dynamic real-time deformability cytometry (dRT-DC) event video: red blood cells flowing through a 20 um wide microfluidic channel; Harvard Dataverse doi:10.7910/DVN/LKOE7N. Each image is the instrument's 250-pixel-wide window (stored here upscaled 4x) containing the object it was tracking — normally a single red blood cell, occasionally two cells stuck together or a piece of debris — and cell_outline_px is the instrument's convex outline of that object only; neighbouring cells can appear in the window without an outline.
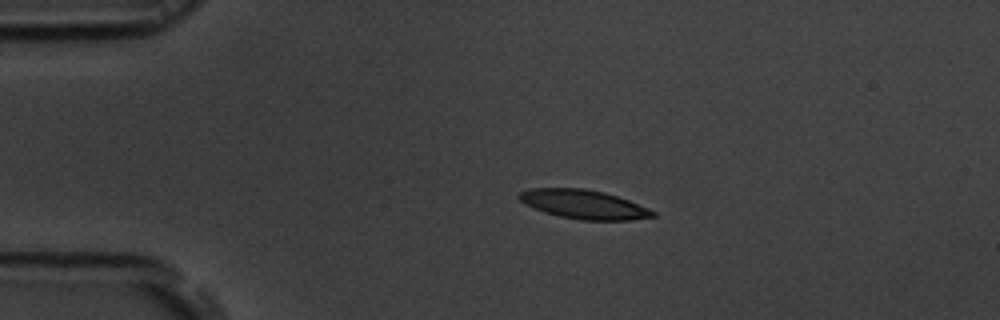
{"species": "common noctule bat (a hibernating species)", "species_latin": "Nyctalus noctula", "temperature_condition": "room temperature", "stored_images_in_passage": 43, "camera_frame_rate_fps": 3000, "um_per_image_px": 0.085, "animal": {"sex": "male", "body_mass_g": 19.5, "forearm_length_mm": 54.6}, "frame": {"image": 1, "passage_image": 1, "time_ms": 0.0, "image_size_px": [1000, 320], "cell_outline_px": [[656, 216], [632, 220], [580, 220], [560, 216], [544, 212], [520, 200], [516, 196], [520, 192], [532, 188], [584, 188], [604, 192], [628, 200], [648, 208], [656, 212]], "centroid_in_image_um": [49.64, 17.37], "position_along_channel_um": 35.4, "area_um2": 22.37}}
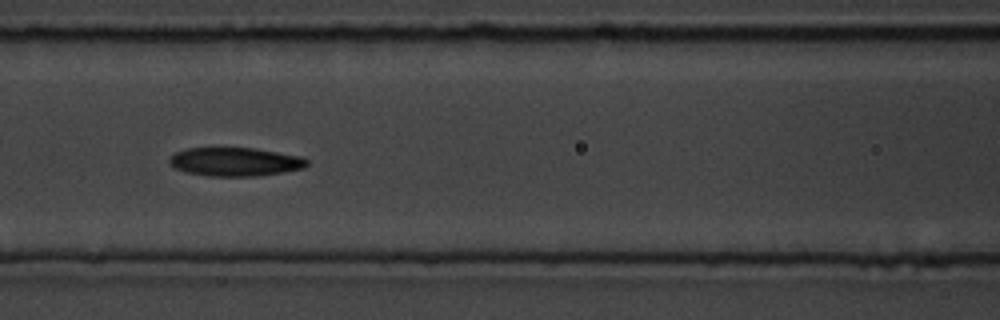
{"frame": {"image": 2, "passage_image": 13, "time_ms": 4.0, "image_size_px": [1000, 320], "cell_outline_px": [[308, 164], [304, 168], [284, 172], [256, 176], [208, 176], [188, 172], [176, 168], [168, 164], [168, 160], [176, 152], [188, 148], [252, 148], [300, 156], [308, 160]], "centroid_in_image_um": [19.99, 13.75], "position_along_channel_um": 146.6, "area_um2": 22.77}}
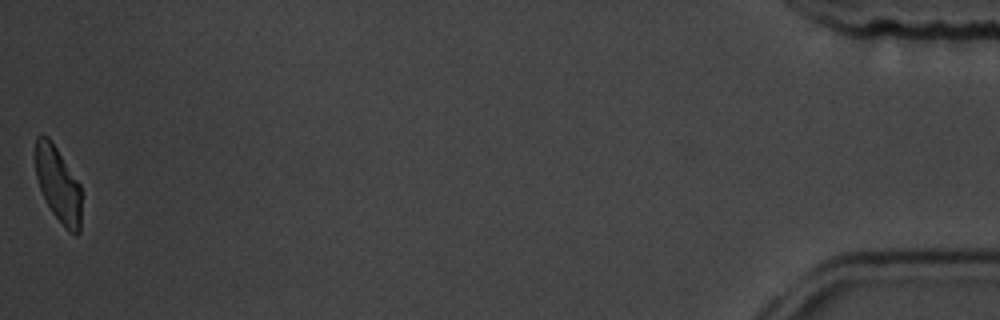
{"frame": {"image": 3, "passage_image": 43, "time_ms": 14.0, "image_size_px": [1000, 320], "cell_outline_px": [[80, 232], [76, 236], [68, 232], [64, 228], [52, 212], [40, 188], [36, 176], [32, 156], [36, 136], [48, 136], [52, 140], [80, 184]], "centroid_in_image_um": [4.9, 15.63], "position_along_channel_um": 430.3, "area_um2": 20.63}, "authors_computed_cell_mechanics": {"area_um2": 22.831, "velocity_mm_per_s": 3.8097, "shape_relaxation_time_tau1_ms": 5.8723, "shape_relaxation_time_tau2_ms": 6.3546, "deformation_change_tau1": 0.1453, "deformation_change_tau2": 0.1481}}